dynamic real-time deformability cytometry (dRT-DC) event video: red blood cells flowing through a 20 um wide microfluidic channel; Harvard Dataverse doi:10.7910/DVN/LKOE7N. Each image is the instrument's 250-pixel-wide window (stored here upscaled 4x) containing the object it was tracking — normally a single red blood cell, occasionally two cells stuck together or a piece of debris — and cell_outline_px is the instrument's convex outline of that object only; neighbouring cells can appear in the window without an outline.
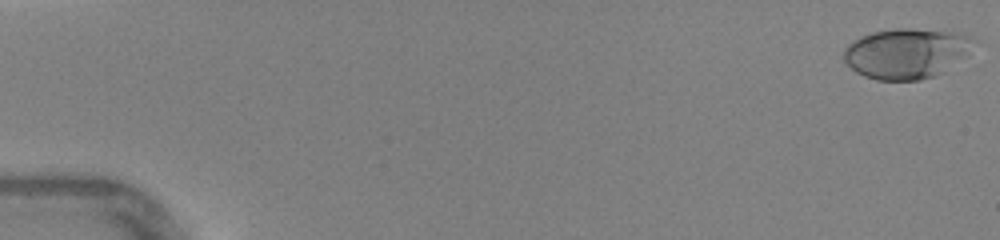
{"species": "human", "species_latin": "Homo sapiens", "temperature_condition": "warm", "stored_images_in_passage": 46, "camera_frame_rate_fps": 3000, "um_per_image_px": 0.085, "donor": {"sex": "female"}, "frame": {"image": 1, "passage_image": 1, "time_ms": 0.0, "image_size_px": [1000, 240], "cell_outline_px": [[980, 40], [968, 56], [944, 72], [920, 80], [876, 80], [864, 76], [856, 72], [844, 60], [844, 48], [852, 40], [860, 36], [872, 32], [896, 28], [912, 28], [968, 32]], "centroid_in_image_um": [77.17, 4.5], "position_along_channel_um": 7.8, "area_um2": 39.25}}
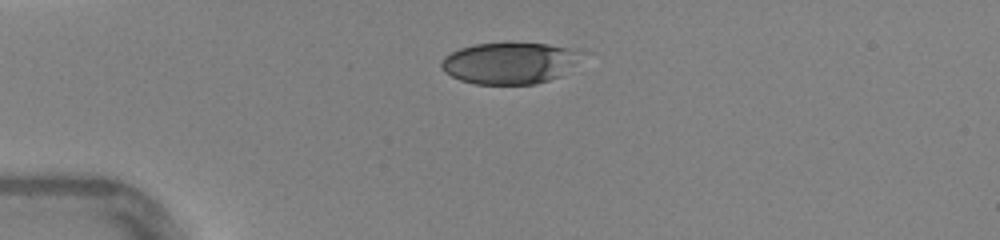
{"frame": {"image": 2, "passage_image": 12, "time_ms": 3.667, "image_size_px": [1000, 240], "cell_outline_px": [[588, 52], [560, 76], [536, 84], [476, 84], [460, 80], [444, 72], [440, 68], [440, 64], [444, 56], [460, 48], [476, 44], [548, 44]], "centroid_in_image_um": [43.32, 5.37], "position_along_channel_um": 41.7, "area_um2": 33.7}}
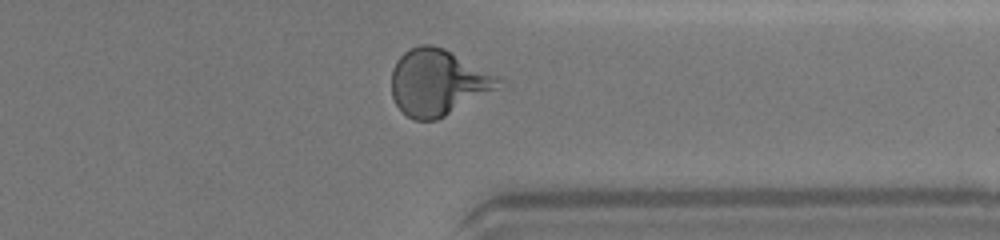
{"frame": {"image": 3, "passage_image": 37, "time_ms": 12.0, "image_size_px": [1000, 240], "cell_outline_px": [[500, 84], [496, 88], [444, 116], [436, 120], [412, 120], [396, 104], [392, 96], [392, 68], [396, 60], [408, 48], [420, 44], [432, 44], [444, 48], [500, 76]], "centroid_in_image_um": [37.18, 6.97], "position_along_channel_um": 374.2, "area_um2": 40.86}, "authors_computed_cell_mechanics": {"area_um2": 37.4255, "velocity_mm_per_s": 4.3896, "shape_relaxation_time_tau1_ms": 4.2725, "shape_relaxation_time_tau2_ms": null, "deformation_change_tau1": 0.1908, "deformation_change_tau2": null}}